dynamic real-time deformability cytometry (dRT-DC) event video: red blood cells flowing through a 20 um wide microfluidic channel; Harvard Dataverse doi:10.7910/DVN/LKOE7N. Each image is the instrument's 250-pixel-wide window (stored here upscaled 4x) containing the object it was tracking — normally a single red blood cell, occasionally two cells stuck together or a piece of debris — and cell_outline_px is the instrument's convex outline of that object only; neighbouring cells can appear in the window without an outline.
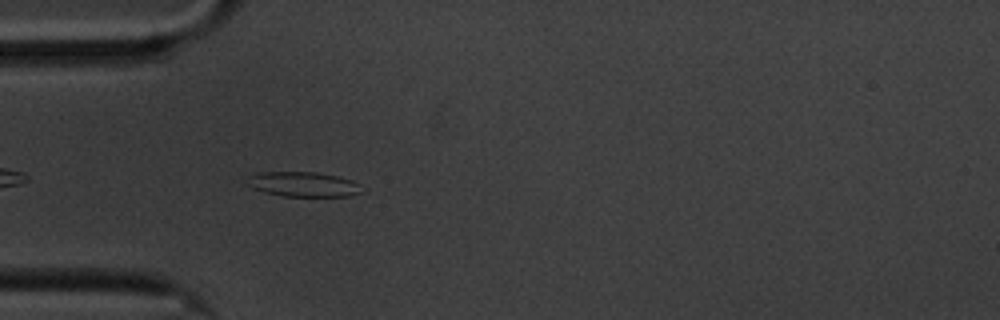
{"species": "common noctule bat (a hibernating species)", "species_latin": "Nyctalus noctula", "temperature_condition": "cold", "stored_images_in_passage": 46, "camera_frame_rate_fps": 3000, "um_per_image_px": 0.085, "animal": {"sex": "male", "body_mass_g": 20.1, "forearm_length_mm": 53.5}, "frame": {"image": 1, "passage_image": 4, "time_ms": 1.0, "image_size_px": [1000, 320], "cell_outline_px": [[360, 192], [352, 196], [284, 196], [264, 192], [252, 188], [244, 184], [248, 176], [260, 172], [316, 172], [336, 176], [352, 180], [360, 184]], "centroid_in_image_um": [25.72, 15.66], "position_along_channel_um": 59.3, "area_um2": 16.65}}
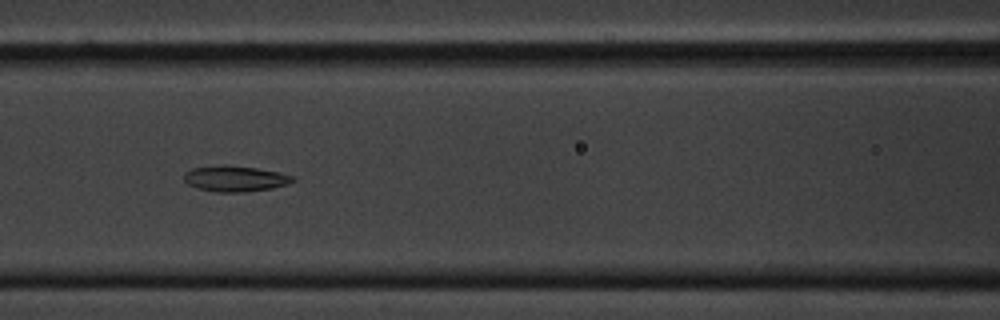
{"frame": {"image": 2, "passage_image": 12, "time_ms": 3.667, "image_size_px": [1000, 320], "cell_outline_px": [[296, 180], [288, 184], [272, 188], [244, 192], [216, 192], [196, 188], [188, 184], [184, 180], [184, 172], [192, 168], [220, 164], [224, 164], [256, 168], [296, 176]], "centroid_in_image_um": [19.97, 15.18], "position_along_channel_um": 146.6, "area_um2": 16.53}}
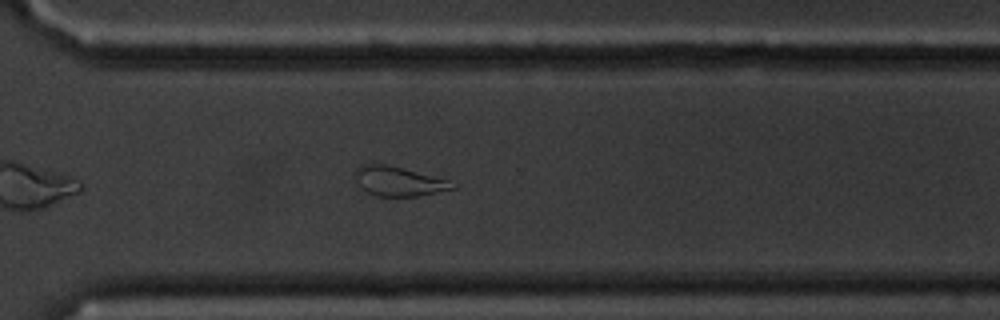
{"frame": {"image": 3, "passage_image": 29, "time_ms": 9.333, "image_size_px": [1000, 320], "cell_outline_px": [[456, 188], [420, 196], [376, 196], [360, 188], [356, 176], [356, 168], [364, 164], [384, 164], [448, 180], [456, 184]], "centroid_in_image_um": [33.89, 15.43], "position_along_channel_um": 336.7, "area_um2": 16.36}, "authors_computed_cell_mechanics": {"area_um2": 16.8487, "velocity_mm_per_s": 3.3578, "shape_relaxation_time_tau1_ms": 6.3652, "shape_relaxation_time_tau2_ms": 4.1076, "deformation_change_tau1": 0.1499, "deformation_change_tau2": 0.1137}}